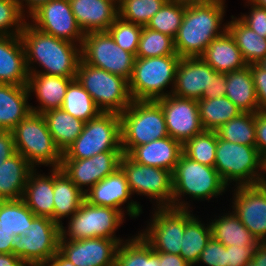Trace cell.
Masks as SVG:
<instances>
[{
  "instance_id": "cell-49",
  "label": "cell",
  "mask_w": 266,
  "mask_h": 266,
  "mask_svg": "<svg viewBox=\"0 0 266 266\" xmlns=\"http://www.w3.org/2000/svg\"><path fill=\"white\" fill-rule=\"evenodd\" d=\"M257 245L226 246V266H244L252 259Z\"/></svg>"
},
{
  "instance_id": "cell-57",
  "label": "cell",
  "mask_w": 266,
  "mask_h": 266,
  "mask_svg": "<svg viewBox=\"0 0 266 266\" xmlns=\"http://www.w3.org/2000/svg\"><path fill=\"white\" fill-rule=\"evenodd\" d=\"M252 259L258 266H266V242H260L253 251Z\"/></svg>"
},
{
  "instance_id": "cell-5",
  "label": "cell",
  "mask_w": 266,
  "mask_h": 266,
  "mask_svg": "<svg viewBox=\"0 0 266 266\" xmlns=\"http://www.w3.org/2000/svg\"><path fill=\"white\" fill-rule=\"evenodd\" d=\"M120 118L123 154L136 146L169 136L162 107L157 101L133 100Z\"/></svg>"
},
{
  "instance_id": "cell-11",
  "label": "cell",
  "mask_w": 266,
  "mask_h": 266,
  "mask_svg": "<svg viewBox=\"0 0 266 266\" xmlns=\"http://www.w3.org/2000/svg\"><path fill=\"white\" fill-rule=\"evenodd\" d=\"M120 168L126 175L131 195H145L151 202L156 201V208L172 207L171 171L139 164L127 154L121 156Z\"/></svg>"
},
{
  "instance_id": "cell-17",
  "label": "cell",
  "mask_w": 266,
  "mask_h": 266,
  "mask_svg": "<svg viewBox=\"0 0 266 266\" xmlns=\"http://www.w3.org/2000/svg\"><path fill=\"white\" fill-rule=\"evenodd\" d=\"M156 101L162 107L167 132L171 138L183 144L204 131L197 100L170 94Z\"/></svg>"
},
{
  "instance_id": "cell-25",
  "label": "cell",
  "mask_w": 266,
  "mask_h": 266,
  "mask_svg": "<svg viewBox=\"0 0 266 266\" xmlns=\"http://www.w3.org/2000/svg\"><path fill=\"white\" fill-rule=\"evenodd\" d=\"M182 153V143L167 136L136 146L127 155L139 164L173 172Z\"/></svg>"
},
{
  "instance_id": "cell-50",
  "label": "cell",
  "mask_w": 266,
  "mask_h": 266,
  "mask_svg": "<svg viewBox=\"0 0 266 266\" xmlns=\"http://www.w3.org/2000/svg\"><path fill=\"white\" fill-rule=\"evenodd\" d=\"M250 71L255 86L259 111H266V70L259 64H251Z\"/></svg>"
},
{
  "instance_id": "cell-14",
  "label": "cell",
  "mask_w": 266,
  "mask_h": 266,
  "mask_svg": "<svg viewBox=\"0 0 266 266\" xmlns=\"http://www.w3.org/2000/svg\"><path fill=\"white\" fill-rule=\"evenodd\" d=\"M61 226L51 218L37 216L28 226L26 235L13 242L12 253L26 264H45L59 248Z\"/></svg>"
},
{
  "instance_id": "cell-34",
  "label": "cell",
  "mask_w": 266,
  "mask_h": 266,
  "mask_svg": "<svg viewBox=\"0 0 266 266\" xmlns=\"http://www.w3.org/2000/svg\"><path fill=\"white\" fill-rule=\"evenodd\" d=\"M224 213L209 222L211 235L225 246L258 245L260 242L242 224L233 212Z\"/></svg>"
},
{
  "instance_id": "cell-20",
  "label": "cell",
  "mask_w": 266,
  "mask_h": 266,
  "mask_svg": "<svg viewBox=\"0 0 266 266\" xmlns=\"http://www.w3.org/2000/svg\"><path fill=\"white\" fill-rule=\"evenodd\" d=\"M118 239H60L58 251L75 266H114Z\"/></svg>"
},
{
  "instance_id": "cell-7",
  "label": "cell",
  "mask_w": 266,
  "mask_h": 266,
  "mask_svg": "<svg viewBox=\"0 0 266 266\" xmlns=\"http://www.w3.org/2000/svg\"><path fill=\"white\" fill-rule=\"evenodd\" d=\"M180 59L179 55L136 57L129 80L132 99L156 101L172 94ZM168 86H171L169 92Z\"/></svg>"
},
{
  "instance_id": "cell-33",
  "label": "cell",
  "mask_w": 266,
  "mask_h": 266,
  "mask_svg": "<svg viewBox=\"0 0 266 266\" xmlns=\"http://www.w3.org/2000/svg\"><path fill=\"white\" fill-rule=\"evenodd\" d=\"M43 115L54 143L63 154L82 133L85 122L61 108L49 110Z\"/></svg>"
},
{
  "instance_id": "cell-41",
  "label": "cell",
  "mask_w": 266,
  "mask_h": 266,
  "mask_svg": "<svg viewBox=\"0 0 266 266\" xmlns=\"http://www.w3.org/2000/svg\"><path fill=\"white\" fill-rule=\"evenodd\" d=\"M217 132L204 130L182 144L183 154L206 166L215 165Z\"/></svg>"
},
{
  "instance_id": "cell-36",
  "label": "cell",
  "mask_w": 266,
  "mask_h": 266,
  "mask_svg": "<svg viewBox=\"0 0 266 266\" xmlns=\"http://www.w3.org/2000/svg\"><path fill=\"white\" fill-rule=\"evenodd\" d=\"M200 121L204 130L216 131L242 111L227 97L198 100Z\"/></svg>"
},
{
  "instance_id": "cell-26",
  "label": "cell",
  "mask_w": 266,
  "mask_h": 266,
  "mask_svg": "<svg viewBox=\"0 0 266 266\" xmlns=\"http://www.w3.org/2000/svg\"><path fill=\"white\" fill-rule=\"evenodd\" d=\"M50 169L51 175L40 174L37 168L30 172L22 199L36 216L53 220L54 168Z\"/></svg>"
},
{
  "instance_id": "cell-54",
  "label": "cell",
  "mask_w": 266,
  "mask_h": 266,
  "mask_svg": "<svg viewBox=\"0 0 266 266\" xmlns=\"http://www.w3.org/2000/svg\"><path fill=\"white\" fill-rule=\"evenodd\" d=\"M16 237L9 229L0 221V253L9 254L13 251V242Z\"/></svg>"
},
{
  "instance_id": "cell-9",
  "label": "cell",
  "mask_w": 266,
  "mask_h": 266,
  "mask_svg": "<svg viewBox=\"0 0 266 266\" xmlns=\"http://www.w3.org/2000/svg\"><path fill=\"white\" fill-rule=\"evenodd\" d=\"M104 151H122L120 114L101 112L87 121L62 159H87Z\"/></svg>"
},
{
  "instance_id": "cell-40",
  "label": "cell",
  "mask_w": 266,
  "mask_h": 266,
  "mask_svg": "<svg viewBox=\"0 0 266 266\" xmlns=\"http://www.w3.org/2000/svg\"><path fill=\"white\" fill-rule=\"evenodd\" d=\"M37 216L27 207L23 199L3 200L0 205V221L17 238L26 235L28 226Z\"/></svg>"
},
{
  "instance_id": "cell-46",
  "label": "cell",
  "mask_w": 266,
  "mask_h": 266,
  "mask_svg": "<svg viewBox=\"0 0 266 266\" xmlns=\"http://www.w3.org/2000/svg\"><path fill=\"white\" fill-rule=\"evenodd\" d=\"M26 20L19 0H0V36H20Z\"/></svg>"
},
{
  "instance_id": "cell-24",
  "label": "cell",
  "mask_w": 266,
  "mask_h": 266,
  "mask_svg": "<svg viewBox=\"0 0 266 266\" xmlns=\"http://www.w3.org/2000/svg\"><path fill=\"white\" fill-rule=\"evenodd\" d=\"M29 72L20 36H0V84L27 85Z\"/></svg>"
},
{
  "instance_id": "cell-31",
  "label": "cell",
  "mask_w": 266,
  "mask_h": 266,
  "mask_svg": "<svg viewBox=\"0 0 266 266\" xmlns=\"http://www.w3.org/2000/svg\"><path fill=\"white\" fill-rule=\"evenodd\" d=\"M227 96L242 112L256 113L259 111L255 86L250 65L244 69L226 73Z\"/></svg>"
},
{
  "instance_id": "cell-60",
  "label": "cell",
  "mask_w": 266,
  "mask_h": 266,
  "mask_svg": "<svg viewBox=\"0 0 266 266\" xmlns=\"http://www.w3.org/2000/svg\"><path fill=\"white\" fill-rule=\"evenodd\" d=\"M168 1L173 2V3L182 4L185 6H189V5L200 4V3H203L207 0H168Z\"/></svg>"
},
{
  "instance_id": "cell-32",
  "label": "cell",
  "mask_w": 266,
  "mask_h": 266,
  "mask_svg": "<svg viewBox=\"0 0 266 266\" xmlns=\"http://www.w3.org/2000/svg\"><path fill=\"white\" fill-rule=\"evenodd\" d=\"M227 31L234 38L247 65L259 64L266 57V38L261 37L239 18L231 16Z\"/></svg>"
},
{
  "instance_id": "cell-19",
  "label": "cell",
  "mask_w": 266,
  "mask_h": 266,
  "mask_svg": "<svg viewBox=\"0 0 266 266\" xmlns=\"http://www.w3.org/2000/svg\"><path fill=\"white\" fill-rule=\"evenodd\" d=\"M85 201L94 206H107L119 210L124 216L137 218L143 211L141 204L133 201L125 173L118 168L113 174L106 176L100 182L84 193ZM128 202V203H127ZM126 204V210L122 206Z\"/></svg>"
},
{
  "instance_id": "cell-28",
  "label": "cell",
  "mask_w": 266,
  "mask_h": 266,
  "mask_svg": "<svg viewBox=\"0 0 266 266\" xmlns=\"http://www.w3.org/2000/svg\"><path fill=\"white\" fill-rule=\"evenodd\" d=\"M27 85L0 84V130L11 131L30 112Z\"/></svg>"
},
{
  "instance_id": "cell-3",
  "label": "cell",
  "mask_w": 266,
  "mask_h": 266,
  "mask_svg": "<svg viewBox=\"0 0 266 266\" xmlns=\"http://www.w3.org/2000/svg\"><path fill=\"white\" fill-rule=\"evenodd\" d=\"M172 186V208L177 209L191 208L190 202L183 198L185 195L194 200L209 201L222 195L228 187L215 167L198 163L183 153L172 172Z\"/></svg>"
},
{
  "instance_id": "cell-43",
  "label": "cell",
  "mask_w": 266,
  "mask_h": 266,
  "mask_svg": "<svg viewBox=\"0 0 266 266\" xmlns=\"http://www.w3.org/2000/svg\"><path fill=\"white\" fill-rule=\"evenodd\" d=\"M168 0H118L119 17L146 26Z\"/></svg>"
},
{
  "instance_id": "cell-64",
  "label": "cell",
  "mask_w": 266,
  "mask_h": 266,
  "mask_svg": "<svg viewBox=\"0 0 266 266\" xmlns=\"http://www.w3.org/2000/svg\"><path fill=\"white\" fill-rule=\"evenodd\" d=\"M24 266H46L45 264H26Z\"/></svg>"
},
{
  "instance_id": "cell-2",
  "label": "cell",
  "mask_w": 266,
  "mask_h": 266,
  "mask_svg": "<svg viewBox=\"0 0 266 266\" xmlns=\"http://www.w3.org/2000/svg\"><path fill=\"white\" fill-rule=\"evenodd\" d=\"M225 1L207 0L185 6L181 26L174 38L175 51L181 58L200 57L213 39L227 31V23L222 24Z\"/></svg>"
},
{
  "instance_id": "cell-37",
  "label": "cell",
  "mask_w": 266,
  "mask_h": 266,
  "mask_svg": "<svg viewBox=\"0 0 266 266\" xmlns=\"http://www.w3.org/2000/svg\"><path fill=\"white\" fill-rule=\"evenodd\" d=\"M211 237L210 224H203L193 215L185 224L180 256L191 266L196 265Z\"/></svg>"
},
{
  "instance_id": "cell-56",
  "label": "cell",
  "mask_w": 266,
  "mask_h": 266,
  "mask_svg": "<svg viewBox=\"0 0 266 266\" xmlns=\"http://www.w3.org/2000/svg\"><path fill=\"white\" fill-rule=\"evenodd\" d=\"M50 0H19V6L22 11V13L26 17L29 18V16L37 10L42 4L49 2ZM25 3V4H24ZM26 9V10H25ZM26 12V13H24Z\"/></svg>"
},
{
  "instance_id": "cell-38",
  "label": "cell",
  "mask_w": 266,
  "mask_h": 266,
  "mask_svg": "<svg viewBox=\"0 0 266 266\" xmlns=\"http://www.w3.org/2000/svg\"><path fill=\"white\" fill-rule=\"evenodd\" d=\"M61 109L85 123L101 113L90 94L76 78L67 87Z\"/></svg>"
},
{
  "instance_id": "cell-22",
  "label": "cell",
  "mask_w": 266,
  "mask_h": 266,
  "mask_svg": "<svg viewBox=\"0 0 266 266\" xmlns=\"http://www.w3.org/2000/svg\"><path fill=\"white\" fill-rule=\"evenodd\" d=\"M71 10L84 34L107 31L119 16L118 0H69Z\"/></svg>"
},
{
  "instance_id": "cell-45",
  "label": "cell",
  "mask_w": 266,
  "mask_h": 266,
  "mask_svg": "<svg viewBox=\"0 0 266 266\" xmlns=\"http://www.w3.org/2000/svg\"><path fill=\"white\" fill-rule=\"evenodd\" d=\"M142 29V25L125 21L118 16L107 31L118 46L136 56Z\"/></svg>"
},
{
  "instance_id": "cell-62",
  "label": "cell",
  "mask_w": 266,
  "mask_h": 266,
  "mask_svg": "<svg viewBox=\"0 0 266 266\" xmlns=\"http://www.w3.org/2000/svg\"><path fill=\"white\" fill-rule=\"evenodd\" d=\"M244 266H258V265H256L255 262H254V260L251 259Z\"/></svg>"
},
{
  "instance_id": "cell-48",
  "label": "cell",
  "mask_w": 266,
  "mask_h": 266,
  "mask_svg": "<svg viewBox=\"0 0 266 266\" xmlns=\"http://www.w3.org/2000/svg\"><path fill=\"white\" fill-rule=\"evenodd\" d=\"M246 1L247 6H250L249 15L246 13L238 18L258 35L266 38V8L259 7L249 0Z\"/></svg>"
},
{
  "instance_id": "cell-6",
  "label": "cell",
  "mask_w": 266,
  "mask_h": 266,
  "mask_svg": "<svg viewBox=\"0 0 266 266\" xmlns=\"http://www.w3.org/2000/svg\"><path fill=\"white\" fill-rule=\"evenodd\" d=\"M11 132L16 152L34 168L39 165L60 168L62 153L53 141L43 114L31 111Z\"/></svg>"
},
{
  "instance_id": "cell-15",
  "label": "cell",
  "mask_w": 266,
  "mask_h": 266,
  "mask_svg": "<svg viewBox=\"0 0 266 266\" xmlns=\"http://www.w3.org/2000/svg\"><path fill=\"white\" fill-rule=\"evenodd\" d=\"M29 17L30 24L37 30L82 45L84 33L75 20L69 0H50Z\"/></svg>"
},
{
  "instance_id": "cell-55",
  "label": "cell",
  "mask_w": 266,
  "mask_h": 266,
  "mask_svg": "<svg viewBox=\"0 0 266 266\" xmlns=\"http://www.w3.org/2000/svg\"><path fill=\"white\" fill-rule=\"evenodd\" d=\"M160 258V266H191L180 255L155 252Z\"/></svg>"
},
{
  "instance_id": "cell-29",
  "label": "cell",
  "mask_w": 266,
  "mask_h": 266,
  "mask_svg": "<svg viewBox=\"0 0 266 266\" xmlns=\"http://www.w3.org/2000/svg\"><path fill=\"white\" fill-rule=\"evenodd\" d=\"M34 167L20 154L15 153L0 165V199H22L26 182Z\"/></svg>"
},
{
  "instance_id": "cell-59",
  "label": "cell",
  "mask_w": 266,
  "mask_h": 266,
  "mask_svg": "<svg viewBox=\"0 0 266 266\" xmlns=\"http://www.w3.org/2000/svg\"><path fill=\"white\" fill-rule=\"evenodd\" d=\"M46 266H75L70 260L65 258L59 251L55 253L46 263Z\"/></svg>"
},
{
  "instance_id": "cell-10",
  "label": "cell",
  "mask_w": 266,
  "mask_h": 266,
  "mask_svg": "<svg viewBox=\"0 0 266 266\" xmlns=\"http://www.w3.org/2000/svg\"><path fill=\"white\" fill-rule=\"evenodd\" d=\"M123 222L124 215L119 210L107 206H94L84 200L70 217L68 227L61 225L60 239L79 240L102 237L118 239L121 243L126 240L116 237L115 231Z\"/></svg>"
},
{
  "instance_id": "cell-39",
  "label": "cell",
  "mask_w": 266,
  "mask_h": 266,
  "mask_svg": "<svg viewBox=\"0 0 266 266\" xmlns=\"http://www.w3.org/2000/svg\"><path fill=\"white\" fill-rule=\"evenodd\" d=\"M216 132L225 141L256 147L255 113L242 112Z\"/></svg>"
},
{
  "instance_id": "cell-1",
  "label": "cell",
  "mask_w": 266,
  "mask_h": 266,
  "mask_svg": "<svg viewBox=\"0 0 266 266\" xmlns=\"http://www.w3.org/2000/svg\"><path fill=\"white\" fill-rule=\"evenodd\" d=\"M20 38L29 73L76 77L81 59L80 45L45 34L29 21L25 23ZM35 63L43 69H36Z\"/></svg>"
},
{
  "instance_id": "cell-18",
  "label": "cell",
  "mask_w": 266,
  "mask_h": 266,
  "mask_svg": "<svg viewBox=\"0 0 266 266\" xmlns=\"http://www.w3.org/2000/svg\"><path fill=\"white\" fill-rule=\"evenodd\" d=\"M122 155V151H104L87 159H62L60 169L85 193L120 168Z\"/></svg>"
},
{
  "instance_id": "cell-35",
  "label": "cell",
  "mask_w": 266,
  "mask_h": 266,
  "mask_svg": "<svg viewBox=\"0 0 266 266\" xmlns=\"http://www.w3.org/2000/svg\"><path fill=\"white\" fill-rule=\"evenodd\" d=\"M114 266H160V258L138 233L119 244Z\"/></svg>"
},
{
  "instance_id": "cell-27",
  "label": "cell",
  "mask_w": 266,
  "mask_h": 266,
  "mask_svg": "<svg viewBox=\"0 0 266 266\" xmlns=\"http://www.w3.org/2000/svg\"><path fill=\"white\" fill-rule=\"evenodd\" d=\"M200 57L221 73L241 70L248 66L228 31L213 39Z\"/></svg>"
},
{
  "instance_id": "cell-23",
  "label": "cell",
  "mask_w": 266,
  "mask_h": 266,
  "mask_svg": "<svg viewBox=\"0 0 266 266\" xmlns=\"http://www.w3.org/2000/svg\"><path fill=\"white\" fill-rule=\"evenodd\" d=\"M76 77H62L41 73H29L27 88L30 96L35 93L39 106L30 105L31 111L45 113L62 106L69 83Z\"/></svg>"
},
{
  "instance_id": "cell-16",
  "label": "cell",
  "mask_w": 266,
  "mask_h": 266,
  "mask_svg": "<svg viewBox=\"0 0 266 266\" xmlns=\"http://www.w3.org/2000/svg\"><path fill=\"white\" fill-rule=\"evenodd\" d=\"M232 191V212L259 242H266V179L259 184L236 186Z\"/></svg>"
},
{
  "instance_id": "cell-63",
  "label": "cell",
  "mask_w": 266,
  "mask_h": 266,
  "mask_svg": "<svg viewBox=\"0 0 266 266\" xmlns=\"http://www.w3.org/2000/svg\"><path fill=\"white\" fill-rule=\"evenodd\" d=\"M259 65L266 70V57L259 63Z\"/></svg>"
},
{
  "instance_id": "cell-53",
  "label": "cell",
  "mask_w": 266,
  "mask_h": 266,
  "mask_svg": "<svg viewBox=\"0 0 266 266\" xmlns=\"http://www.w3.org/2000/svg\"><path fill=\"white\" fill-rule=\"evenodd\" d=\"M16 153L13 133L9 130H0V165Z\"/></svg>"
},
{
  "instance_id": "cell-58",
  "label": "cell",
  "mask_w": 266,
  "mask_h": 266,
  "mask_svg": "<svg viewBox=\"0 0 266 266\" xmlns=\"http://www.w3.org/2000/svg\"><path fill=\"white\" fill-rule=\"evenodd\" d=\"M25 264L21 259L13 253L2 254L0 253V266H24Z\"/></svg>"
},
{
  "instance_id": "cell-12",
  "label": "cell",
  "mask_w": 266,
  "mask_h": 266,
  "mask_svg": "<svg viewBox=\"0 0 266 266\" xmlns=\"http://www.w3.org/2000/svg\"><path fill=\"white\" fill-rule=\"evenodd\" d=\"M136 56L118 46L108 31L84 34L81 59L96 68L119 75L128 81Z\"/></svg>"
},
{
  "instance_id": "cell-52",
  "label": "cell",
  "mask_w": 266,
  "mask_h": 266,
  "mask_svg": "<svg viewBox=\"0 0 266 266\" xmlns=\"http://www.w3.org/2000/svg\"><path fill=\"white\" fill-rule=\"evenodd\" d=\"M226 83V73L215 71L212 76H210L209 89L205 90L202 98L214 99L225 96Z\"/></svg>"
},
{
  "instance_id": "cell-47",
  "label": "cell",
  "mask_w": 266,
  "mask_h": 266,
  "mask_svg": "<svg viewBox=\"0 0 266 266\" xmlns=\"http://www.w3.org/2000/svg\"><path fill=\"white\" fill-rule=\"evenodd\" d=\"M198 263L207 266H226V246L211 237L201 252Z\"/></svg>"
},
{
  "instance_id": "cell-61",
  "label": "cell",
  "mask_w": 266,
  "mask_h": 266,
  "mask_svg": "<svg viewBox=\"0 0 266 266\" xmlns=\"http://www.w3.org/2000/svg\"><path fill=\"white\" fill-rule=\"evenodd\" d=\"M249 1L259 7L266 8V0H249Z\"/></svg>"
},
{
  "instance_id": "cell-44",
  "label": "cell",
  "mask_w": 266,
  "mask_h": 266,
  "mask_svg": "<svg viewBox=\"0 0 266 266\" xmlns=\"http://www.w3.org/2000/svg\"><path fill=\"white\" fill-rule=\"evenodd\" d=\"M185 5L167 1L150 19L146 27L175 38L181 26Z\"/></svg>"
},
{
  "instance_id": "cell-42",
  "label": "cell",
  "mask_w": 266,
  "mask_h": 266,
  "mask_svg": "<svg viewBox=\"0 0 266 266\" xmlns=\"http://www.w3.org/2000/svg\"><path fill=\"white\" fill-rule=\"evenodd\" d=\"M169 55H178L175 51L174 39L143 26L136 57L151 58Z\"/></svg>"
},
{
  "instance_id": "cell-21",
  "label": "cell",
  "mask_w": 266,
  "mask_h": 266,
  "mask_svg": "<svg viewBox=\"0 0 266 266\" xmlns=\"http://www.w3.org/2000/svg\"><path fill=\"white\" fill-rule=\"evenodd\" d=\"M215 70L201 57L181 58L177 67L172 94L199 100L206 89H209L210 76Z\"/></svg>"
},
{
  "instance_id": "cell-51",
  "label": "cell",
  "mask_w": 266,
  "mask_h": 266,
  "mask_svg": "<svg viewBox=\"0 0 266 266\" xmlns=\"http://www.w3.org/2000/svg\"><path fill=\"white\" fill-rule=\"evenodd\" d=\"M256 148L266 162V111L255 113Z\"/></svg>"
},
{
  "instance_id": "cell-13",
  "label": "cell",
  "mask_w": 266,
  "mask_h": 266,
  "mask_svg": "<svg viewBox=\"0 0 266 266\" xmlns=\"http://www.w3.org/2000/svg\"><path fill=\"white\" fill-rule=\"evenodd\" d=\"M153 209L150 222L139 234L154 252L180 255L185 224L193 216L192 210L172 207Z\"/></svg>"
},
{
  "instance_id": "cell-8",
  "label": "cell",
  "mask_w": 266,
  "mask_h": 266,
  "mask_svg": "<svg viewBox=\"0 0 266 266\" xmlns=\"http://www.w3.org/2000/svg\"><path fill=\"white\" fill-rule=\"evenodd\" d=\"M76 79L101 112L121 114L133 101L129 81L80 59Z\"/></svg>"
},
{
  "instance_id": "cell-4",
  "label": "cell",
  "mask_w": 266,
  "mask_h": 266,
  "mask_svg": "<svg viewBox=\"0 0 266 266\" xmlns=\"http://www.w3.org/2000/svg\"><path fill=\"white\" fill-rule=\"evenodd\" d=\"M215 169L229 187L254 185L265 181V161L256 147L221 139L217 134ZM264 172V173H263Z\"/></svg>"
},
{
  "instance_id": "cell-30",
  "label": "cell",
  "mask_w": 266,
  "mask_h": 266,
  "mask_svg": "<svg viewBox=\"0 0 266 266\" xmlns=\"http://www.w3.org/2000/svg\"><path fill=\"white\" fill-rule=\"evenodd\" d=\"M53 221L63 225L62 219L72 217L85 200V194L60 168H54Z\"/></svg>"
}]
</instances>
